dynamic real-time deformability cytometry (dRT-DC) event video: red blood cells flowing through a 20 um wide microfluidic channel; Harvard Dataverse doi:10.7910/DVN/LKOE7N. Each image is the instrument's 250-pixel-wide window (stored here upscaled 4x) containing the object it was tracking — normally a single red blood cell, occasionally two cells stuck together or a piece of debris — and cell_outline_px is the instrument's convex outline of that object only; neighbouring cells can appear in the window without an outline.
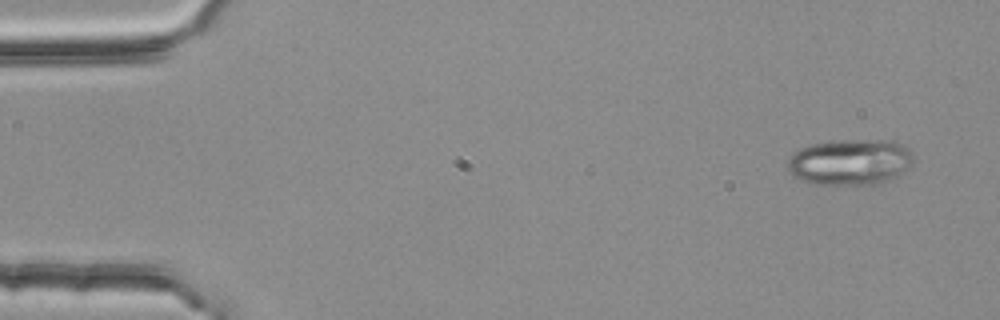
{"species": "common noctule bat (a hibernating species)", "species_latin": "Nyctalus noctula", "temperature_condition": "room temperature", "stored_images_in_passage": 5, "camera_frame_rate_fps": 3000, "um_per_image_px": 0.085, "animal": {"sex": "female", "body_mass_g": 25.1}, "frame": {"image": 1, "passage_image": 1, "time_ms": 0.0, "image_size_px": [1000, 320], "cell_outline_px": [[912, 164], [908, 168], [892, 180], [884, 184], [812, 184], [800, 180], [788, 172], [788, 156], [800, 148], [812, 144], [832, 140], [892, 140], [908, 148], [912, 152]], "centroid_in_image_um": [72.25, 13.78], "position_along_channel_um": 12.7, "area_um2": 34.16}}